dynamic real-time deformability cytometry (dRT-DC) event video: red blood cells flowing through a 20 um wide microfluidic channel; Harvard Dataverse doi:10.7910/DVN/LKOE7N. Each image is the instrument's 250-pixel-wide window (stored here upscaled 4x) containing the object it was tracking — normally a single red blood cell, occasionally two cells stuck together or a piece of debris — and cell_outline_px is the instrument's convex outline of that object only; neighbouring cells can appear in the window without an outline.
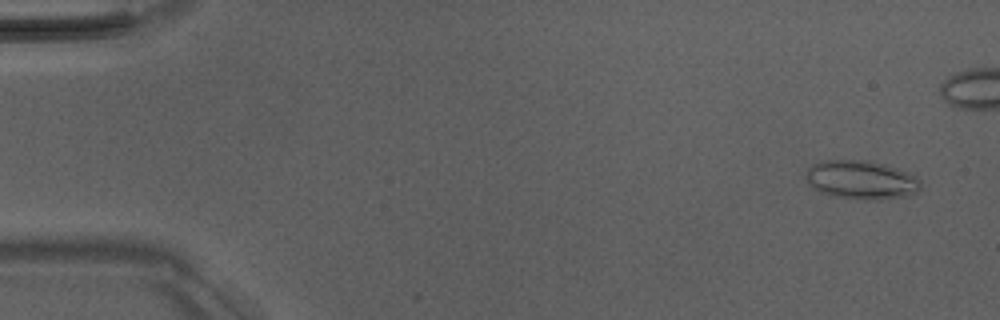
{"species": "Egyptian fruit bat (a non-hibernating species)", "species_latin": "Rousettus aegyptiacus", "temperature_condition": "room temperature", "stored_images_in_passage": 2, "camera_frame_rate_fps": 3000, "um_per_image_px": 0.085, "animal": {"sex": "male"}, "frame": {"image": 1, "passage_image": 1, "time_ms": 0.0, "image_size_px": [1000, 320], "cell_outline_px": [[920, 188], [916, 192], [908, 196], [880, 200], [864, 200], [832, 196], [820, 192], [812, 188], [808, 184], [804, 176], [808, 168], [812, 164], [824, 160], [868, 160], [884, 164], [916, 176], [920, 180]], "centroid_in_image_um": [73.17, 15.3], "position_along_channel_um": 11.8, "area_um2": 26.18}}